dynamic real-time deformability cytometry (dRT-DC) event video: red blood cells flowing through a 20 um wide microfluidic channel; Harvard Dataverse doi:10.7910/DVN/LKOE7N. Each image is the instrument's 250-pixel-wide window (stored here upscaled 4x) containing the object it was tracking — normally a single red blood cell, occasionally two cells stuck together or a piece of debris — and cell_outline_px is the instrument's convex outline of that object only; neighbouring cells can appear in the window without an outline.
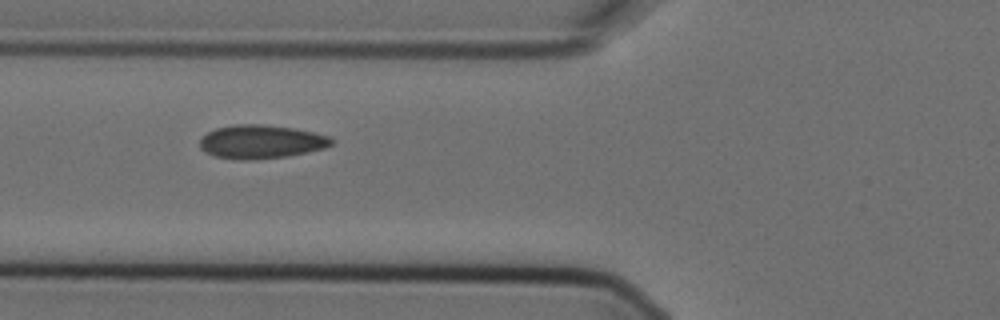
{"species": "Egyptian fruit bat (a non-hibernating species)", "species_latin": "Rousettus aegyptiacus", "temperature_condition": "cold", "stored_images_in_passage": 12, "camera_frame_rate_fps": 3000, "um_per_image_px": 0.085, "animal": {"sex": "female"}, "frame": {"image": 1, "passage_image": 3, "time_ms": 0.667, "image_size_px": [1000, 320], "cell_outline_px": [[332, 144], [324, 148], [308, 152], [288, 156], [244, 160], [240, 160], [212, 156], [204, 152], [200, 148], [200, 140], [208, 132], [216, 128], [236, 124], [260, 124], [292, 128], [312, 132], [328, 136], [332, 140]], "centroid_in_image_um": [22.15, 12.05], "position_along_channel_um": 103.7, "area_um2": 25.61}}
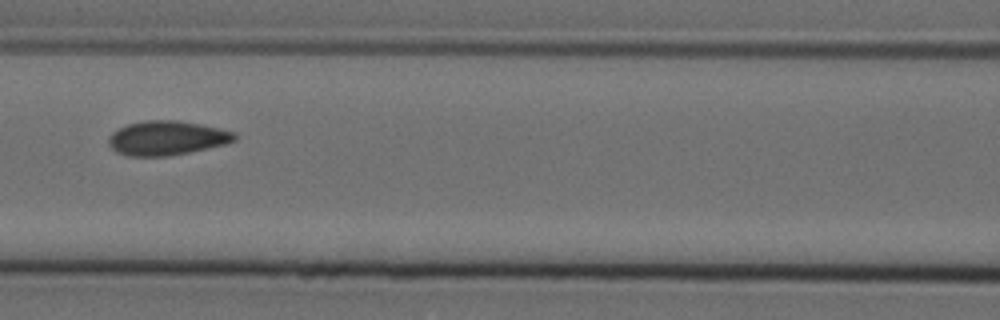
{"frame": {"image": 2, "passage_image": 4, "time_ms": 1.0, "image_size_px": [1000, 320], "cell_outline_px": [[236, 140], [224, 144], [188, 152], [168, 156], [128, 156], [116, 152], [108, 144], [108, 136], [112, 132], [128, 124], [144, 120], [176, 120], [200, 124], [220, 128], [236, 132]], "centroid_in_image_um": [14.16, 11.73], "position_along_channel_um": 152.4, "area_um2": 25.14}}